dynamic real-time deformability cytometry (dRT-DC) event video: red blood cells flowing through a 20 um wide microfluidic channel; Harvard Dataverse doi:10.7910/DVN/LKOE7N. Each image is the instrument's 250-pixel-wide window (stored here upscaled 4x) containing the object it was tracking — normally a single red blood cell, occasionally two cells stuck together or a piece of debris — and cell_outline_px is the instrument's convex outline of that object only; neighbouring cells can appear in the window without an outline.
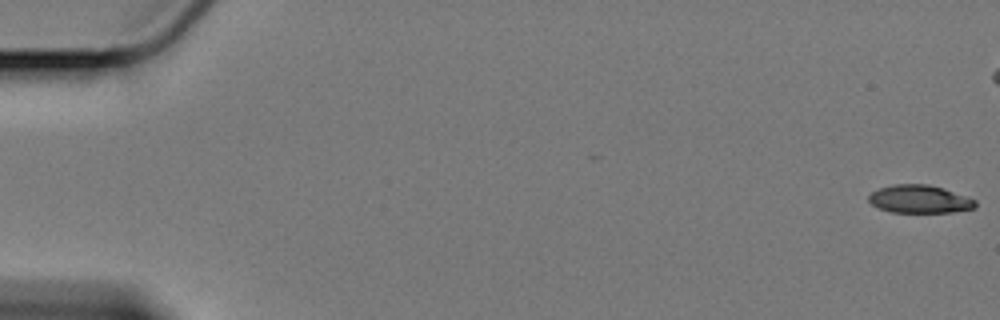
{"species": "Egyptian fruit bat (a non-hibernating species)", "species_latin": "Rousettus aegyptiacus", "temperature_condition": "cold", "stored_images_in_passage": 53, "camera_frame_rate_fps": 3000, "um_per_image_px": 0.085, "animal": {"sex": "female"}, "frame": {"image": 1, "passage_image": 1, "time_ms": 0.0, "image_size_px": [1000, 320], "cell_outline_px": [[976, 208], [952, 212], [892, 212], [880, 208], [872, 204], [868, 200], [868, 196], [872, 192], [880, 188], [892, 184], [928, 184], [944, 188], [976, 200]], "centroid_in_image_um": [78.18, 16.92], "position_along_channel_um": 6.8, "area_um2": 17.34}}
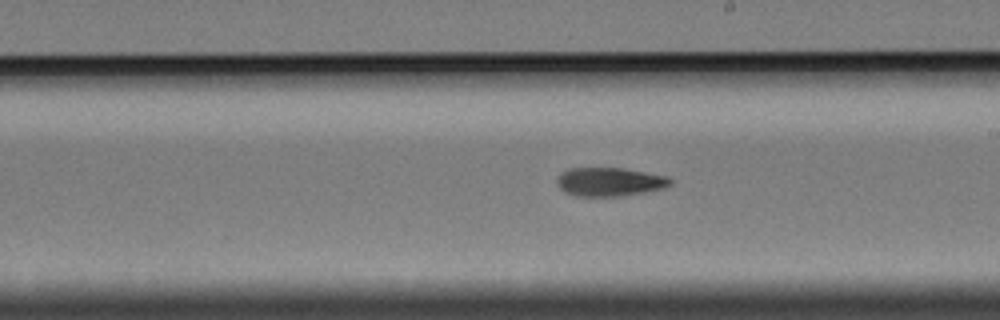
{"frame": {"image": 2, "passage_image": 35, "time_ms": 11.333, "image_size_px": [1000, 320], "cell_outline_px": [[672, 184], [664, 188], [644, 192], [620, 196], [576, 196], [564, 192], [556, 184], [556, 180], [560, 172], [568, 168], [624, 168], [668, 176], [672, 180]], "centroid_in_image_um": [51.8, 15.45], "position_along_channel_um": 237.2, "area_um2": 19.13}}
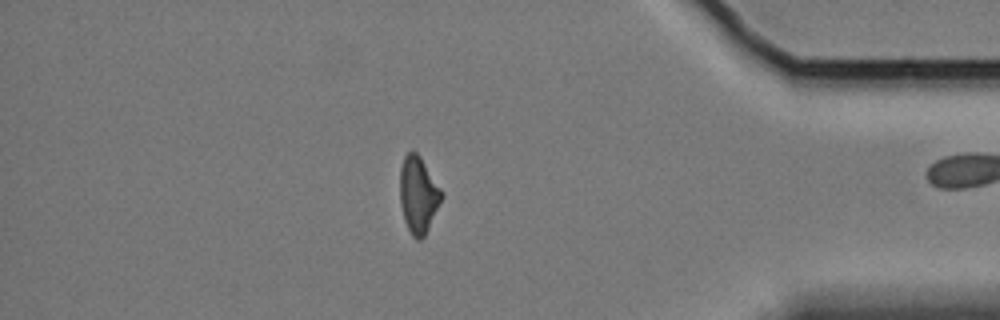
{"frame": {"image": 3, "passage_image": 52, "time_ms": 17.0, "image_size_px": [1000, 320], "cell_outline_px": [[444, 196], [424, 236], [420, 240], [416, 240], [412, 236], [404, 220], [400, 204], [400, 168], [404, 156], [408, 152], [416, 152], [420, 156], [444, 192]], "centroid_in_image_um": [35.56, 16.55], "position_along_channel_um": 399.6, "area_um2": 18.67}}